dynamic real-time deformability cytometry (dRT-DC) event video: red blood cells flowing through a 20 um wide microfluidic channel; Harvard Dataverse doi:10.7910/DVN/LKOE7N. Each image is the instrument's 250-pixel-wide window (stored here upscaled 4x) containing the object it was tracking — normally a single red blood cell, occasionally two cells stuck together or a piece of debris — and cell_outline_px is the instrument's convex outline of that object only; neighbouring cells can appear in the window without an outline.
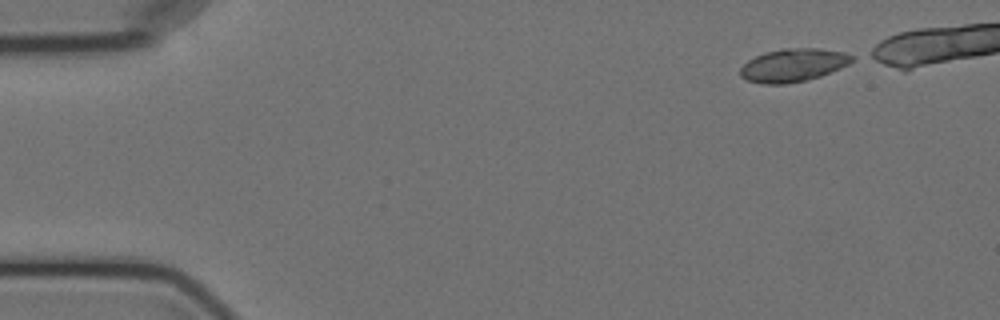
{"species": "Egyptian fruit bat (a non-hibernating species)", "species_latin": "Rousettus aegyptiacus", "temperature_condition": "cold", "stored_images_in_passage": 5, "camera_frame_rate_fps": 3000, "um_per_image_px": 0.085, "animal": {"sex": "female"}, "frame": {"image": 1, "passage_image": 1, "time_ms": 0.0, "image_size_px": [1000, 320], "cell_outline_px": [[856, 56], [848, 64], [840, 68], [820, 76], [804, 80], [784, 84], [764, 84], [748, 80], [740, 76], [740, 68], [748, 60], [764, 52], [784, 48], [820, 48], [844, 52]], "centroid_in_image_um": [67.42, 5.52], "position_along_channel_um": 17.6, "area_um2": 21.44}}